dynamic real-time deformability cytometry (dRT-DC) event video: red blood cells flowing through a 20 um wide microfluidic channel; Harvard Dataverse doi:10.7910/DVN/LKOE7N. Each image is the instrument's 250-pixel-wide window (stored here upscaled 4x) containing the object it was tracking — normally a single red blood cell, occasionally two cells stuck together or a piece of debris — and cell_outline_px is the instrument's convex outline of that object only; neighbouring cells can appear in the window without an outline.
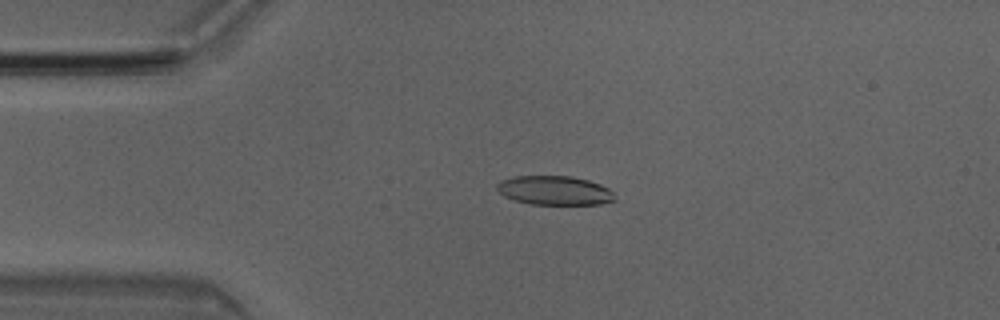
{"species": "Egyptian fruit bat (a non-hibernating species)", "species_latin": "Rousettus aegyptiacus", "temperature_condition": "room temperature", "stored_images_in_passage": 45, "camera_frame_rate_fps": 3000, "um_per_image_px": 0.085, "animal": {"sex": "male"}, "frame": {"image": 1, "passage_image": 6, "time_ms": 1.667, "image_size_px": [1000, 320], "cell_outline_px": [[616, 200], [600, 204], [528, 204], [504, 196], [496, 188], [496, 184], [500, 180], [516, 176], [572, 176], [588, 180], [600, 184], [608, 188], [612, 192]], "centroid_in_image_um": [47.13, 16.18], "position_along_channel_um": 37.9, "area_um2": 19.94}}
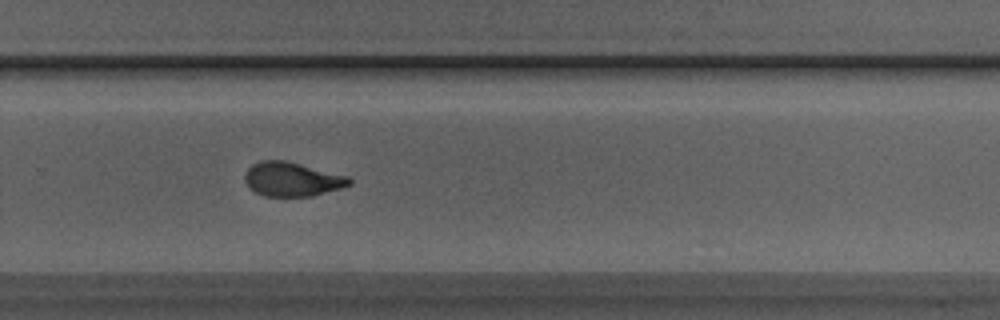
{"frame": {"image": 2, "passage_image": 28, "time_ms": 9.0, "image_size_px": [1000, 320], "cell_outline_px": [[352, 184], [340, 188], [312, 196], [264, 196], [248, 188], [244, 180], [244, 172], [252, 164], [260, 160], [284, 160], [348, 176], [352, 180]], "centroid_in_image_um": [24.78, 15.23], "position_along_channel_um": 305.0, "area_um2": 20.81}}
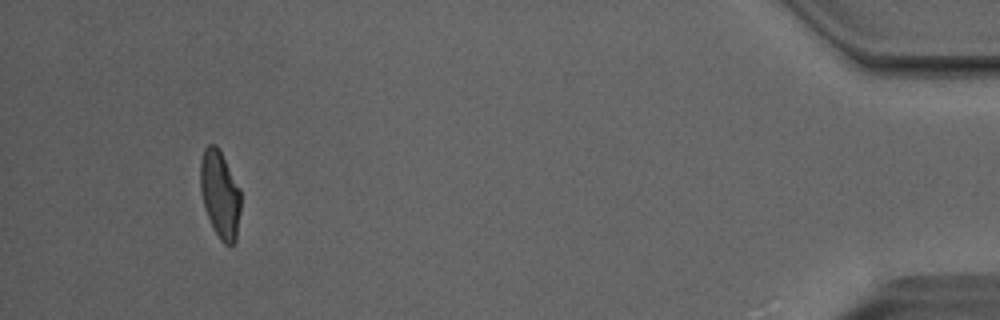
{"frame": {"image": 3, "passage_image": 42, "time_ms": 13.667, "image_size_px": [1000, 320], "cell_outline_px": [[240, 212], [236, 240], [232, 244], [224, 244], [220, 240], [212, 228], [200, 192], [200, 160], [204, 148], [208, 144], [216, 144], [240, 188]], "centroid_in_image_um": [18.69, 16.52], "position_along_channel_um": 416.5, "area_um2": 20.58}, "authors_computed_cell_mechanics": {"area_um2": 21.097, "velocity_mm_per_s": 4.0322, "shape_relaxation_time_tau1_ms": 6.5329, "shape_relaxation_time_tau2_ms": 1.5648, "deformation_change_tau1": 0.2136, "deformation_change_tau2": 0.0802}}